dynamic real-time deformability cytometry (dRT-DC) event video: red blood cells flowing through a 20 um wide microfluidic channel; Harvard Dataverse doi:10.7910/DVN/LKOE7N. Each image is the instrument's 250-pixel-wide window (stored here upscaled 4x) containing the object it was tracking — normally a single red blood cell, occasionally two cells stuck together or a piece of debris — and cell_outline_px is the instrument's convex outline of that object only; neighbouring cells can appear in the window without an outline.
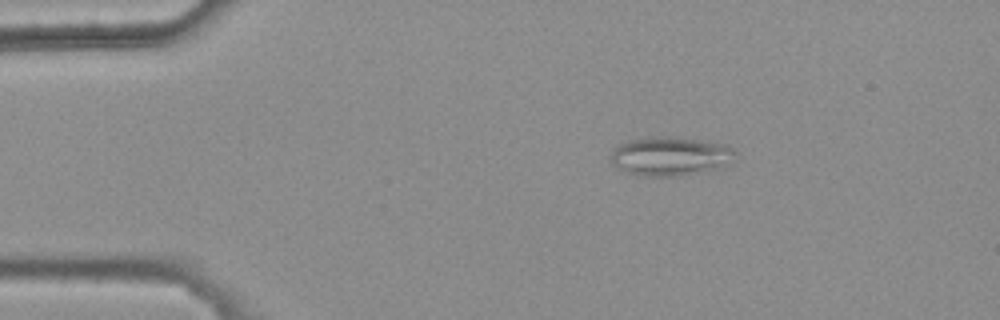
{"species": "common noctule bat (a hibernating species)", "species_latin": "Nyctalus noctula", "temperature_condition": "warm", "stored_images_in_passage": 40, "camera_frame_rate_fps": 3000, "um_per_image_px": 0.085, "animal": {"sex": "female", "body_mass_g": 25.1}, "frame": {"image": 1, "passage_image": 1, "time_ms": 0.0, "image_size_px": [1000, 320], "cell_outline_px": [[736, 152], [732, 164], [716, 168], [676, 176], [644, 176], [628, 172], [616, 168], [612, 164], [612, 148], [628, 140], [652, 136], [668, 136], [728, 144]], "centroid_in_image_um": [56.98, 13.26], "position_along_channel_um": 28.0, "area_um2": 28.26}}
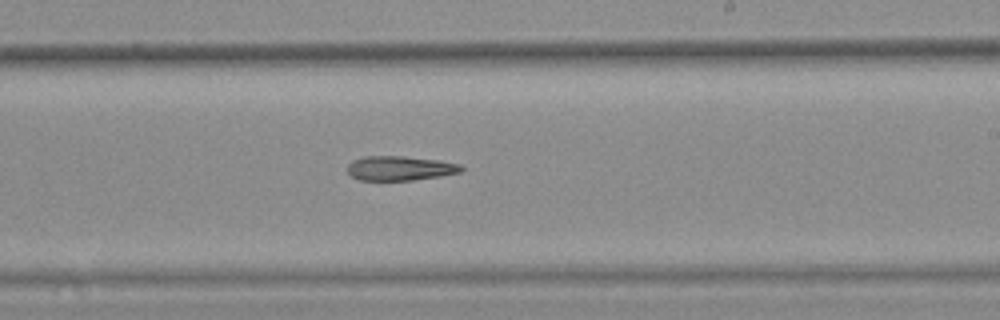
{"frame": {"image": 2, "passage_image": 24, "time_ms": 7.667, "image_size_px": [1000, 320], "cell_outline_px": [[464, 168], [460, 172], [440, 176], [412, 180], [360, 180], [352, 176], [348, 172], [348, 164], [352, 160], [364, 156], [400, 156], [440, 160], [460, 164]], "centroid_in_image_um": [33.99, 14.29], "position_along_channel_um": 255.0, "area_um2": 16.18}}
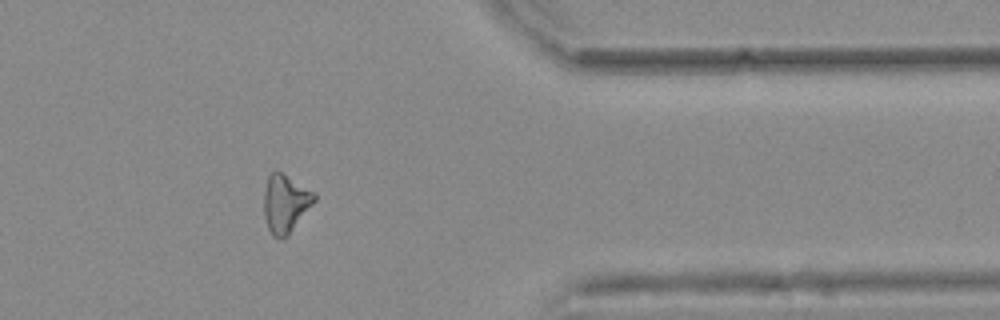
{"frame": {"image": 3, "passage_image": 36, "time_ms": 11.667, "image_size_px": [1000, 320], "cell_outline_px": [[316, 200], [288, 236], [280, 240], [272, 236], [268, 228], [264, 216], [264, 192], [268, 176], [276, 168], [316, 192]], "centroid_in_image_um": [24.27, 17.28], "position_along_channel_um": 387.1, "area_um2": 17.46}}